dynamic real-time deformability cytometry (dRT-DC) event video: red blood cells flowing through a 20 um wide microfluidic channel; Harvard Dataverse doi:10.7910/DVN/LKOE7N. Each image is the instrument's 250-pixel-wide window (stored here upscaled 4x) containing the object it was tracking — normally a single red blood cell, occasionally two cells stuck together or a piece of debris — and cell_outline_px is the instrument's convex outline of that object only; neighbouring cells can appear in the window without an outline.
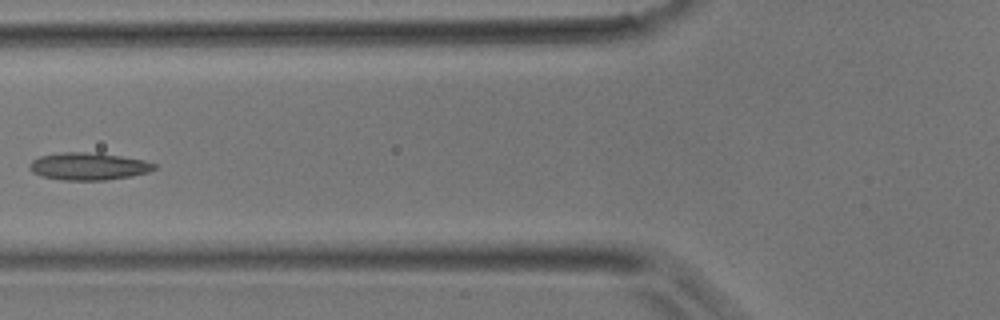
{"species": "common noctule bat (a hibernating species)", "species_latin": "Nyctalus noctula", "temperature_condition": "room temperature", "stored_images_in_passage": 5, "camera_frame_rate_fps": 3000, "um_per_image_px": 0.085, "animal": {"sex": "male", "body_mass_g": 17.9}, "frame": {"image": 1, "passage_image": 5, "time_ms": 1.333, "image_size_px": [1000, 320], "cell_outline_px": [[156, 168], [148, 172], [132, 176], [104, 180], [60, 180], [40, 176], [32, 172], [28, 168], [32, 160], [40, 156], [64, 152], [96, 152], [144, 160], [156, 164]], "centroid_in_image_um": [7.5, 14.14], "position_along_channel_um": 118.3, "area_um2": 20.0}}